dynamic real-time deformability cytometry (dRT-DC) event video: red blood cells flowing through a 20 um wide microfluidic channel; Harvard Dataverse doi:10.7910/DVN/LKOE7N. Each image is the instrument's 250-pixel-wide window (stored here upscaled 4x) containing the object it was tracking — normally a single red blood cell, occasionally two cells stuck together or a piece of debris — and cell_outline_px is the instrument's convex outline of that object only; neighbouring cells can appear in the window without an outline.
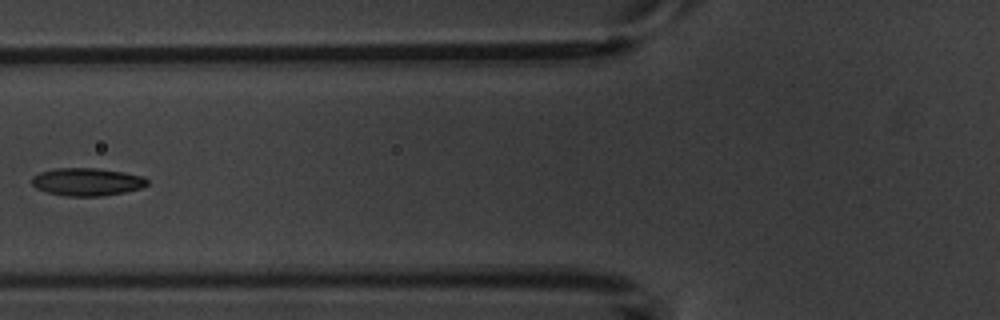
{"species": "common noctule bat (a hibernating species)", "species_latin": "Nyctalus noctula", "temperature_condition": "warm", "stored_images_in_passage": 7, "camera_frame_rate_fps": 3000, "um_per_image_px": 0.085, "animal": {"sex": "male", "body_mass_g": 20.1, "forearm_length_mm": 53.5}, "frame": {"image": 1, "passage_image": 6, "time_ms": 7.0, "image_size_px": [1000, 320], "cell_outline_px": [[148, 184], [140, 188], [124, 192], [100, 196], [64, 196], [48, 192], [36, 188], [32, 184], [32, 176], [40, 172], [56, 168], [96, 168], [124, 172], [144, 176], [148, 180]], "centroid_in_image_um": [7.39, 15.45], "position_along_channel_um": 118.4, "area_um2": 18.67}}
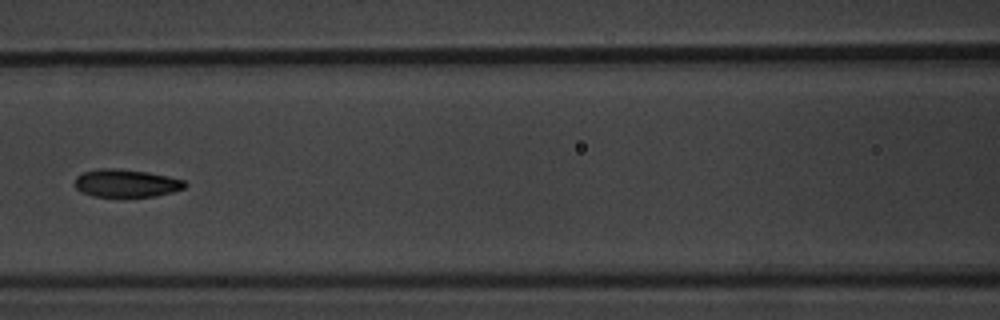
{"frame": {"image": 2, "passage_image": 7, "time_ms": 8.0, "image_size_px": [1000, 320], "cell_outline_px": [[188, 184], [184, 188], [172, 192], [156, 196], [92, 196], [80, 192], [76, 188], [76, 176], [84, 172], [100, 168], [116, 168], [148, 172], [168, 176], [184, 180]], "centroid_in_image_um": [10.74, 15.56], "position_along_channel_um": 155.9, "area_um2": 17.8}}